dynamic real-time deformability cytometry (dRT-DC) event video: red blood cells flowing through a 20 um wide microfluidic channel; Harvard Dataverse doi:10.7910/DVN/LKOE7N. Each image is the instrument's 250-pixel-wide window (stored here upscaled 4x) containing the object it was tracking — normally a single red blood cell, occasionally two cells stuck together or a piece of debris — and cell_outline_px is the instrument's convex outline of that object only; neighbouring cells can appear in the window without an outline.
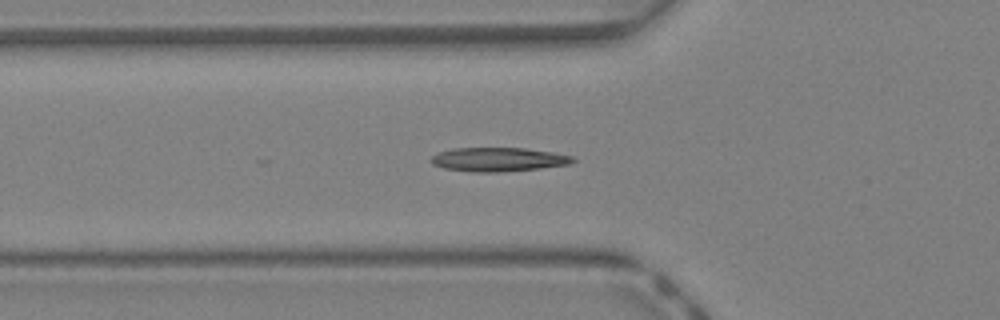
{"species": "Egyptian fruit bat (a non-hibernating species)", "species_latin": "Rousettus aegyptiacus", "temperature_condition": "warm", "stored_images_in_passage": 44, "segment_of_instrument_passage": [1, 2], "camera_frame_rate_fps": 3000, "um_per_image_px": 0.085, "animal": {"sex": "female"}, "frame": {"image": 1, "passage_image": 15, "time_ms": 4.667, "image_size_px": [1000, 320], "cell_outline_px": [[576, 160], [572, 164], [540, 168], [496, 172], [472, 172], [444, 168], [432, 164], [432, 156], [440, 152], [452, 148], [524, 148], [552, 152], [572, 156]], "centroid_in_image_um": [42.38, 13.55], "position_along_channel_um": 83.4, "area_um2": 19.65}}
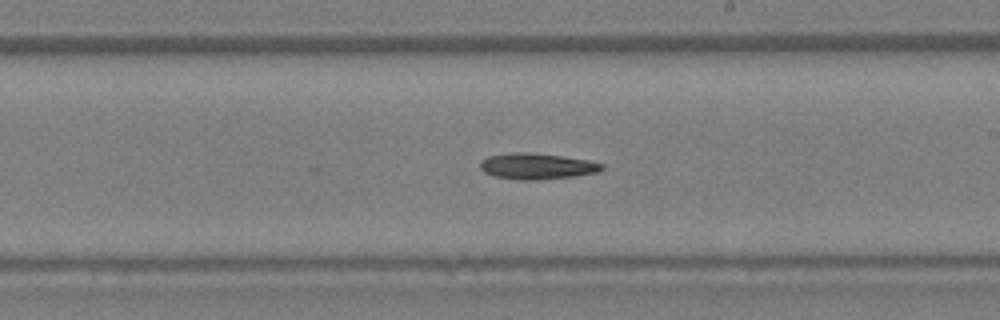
{"frame": {"image": 2, "passage_image": 25, "time_ms": 8.0, "image_size_px": [1000, 320], "cell_outline_px": [[604, 168], [600, 172], [572, 176], [536, 180], [520, 180], [496, 176], [484, 172], [480, 168], [480, 160], [488, 156], [516, 152], [528, 152], [560, 156], [588, 160], [604, 164]], "centroid_in_image_um": [45.64, 14.13], "position_along_channel_um": 243.4, "area_um2": 18.32}}
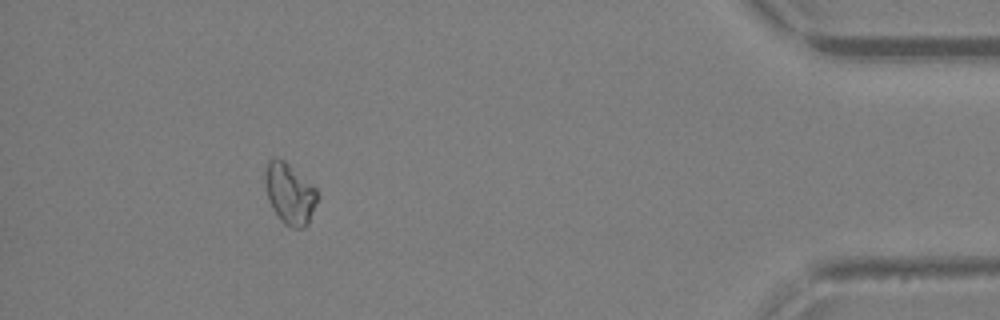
{"frame": {"image": 3, "passage_image": 39, "time_ms": 12.667, "image_size_px": [1000, 320], "cell_outline_px": [[320, 196], [308, 224], [304, 228], [292, 228], [284, 224], [280, 220], [272, 208], [268, 200], [264, 184], [264, 172], [268, 160], [276, 156], [284, 160], [316, 188]], "centroid_in_image_um": [24.62, 16.46], "position_along_channel_um": 410.6, "area_um2": 18.96}}